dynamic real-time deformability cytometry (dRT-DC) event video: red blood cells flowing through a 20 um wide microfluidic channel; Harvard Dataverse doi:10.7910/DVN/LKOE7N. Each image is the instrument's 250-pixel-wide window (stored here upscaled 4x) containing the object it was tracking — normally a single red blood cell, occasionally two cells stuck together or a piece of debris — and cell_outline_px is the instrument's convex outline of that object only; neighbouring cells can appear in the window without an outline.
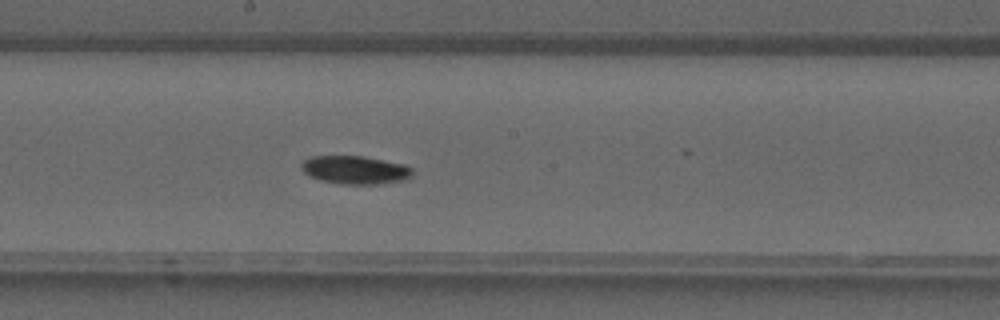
{"species": "common noctule bat (a hibernating species)", "species_latin": "Nyctalus noctula", "temperature_condition": "warm", "stored_images_in_passage": 40, "camera_frame_rate_fps": 3000, "um_per_image_px": 0.085, "animal": {"sex": "male", "forearm_length_mm": 52.5}, "frame": {"image": 1, "passage_image": 22, "time_ms": 7.0, "image_size_px": [1000, 320], "cell_outline_px": [[412, 176], [404, 180], [380, 184], [340, 184], [320, 180], [308, 176], [300, 168], [300, 164], [304, 160], [312, 156], [364, 156], [404, 164], [412, 168]], "centroid_in_image_um": [30.17, 14.44], "position_along_channel_um": 218.0, "area_um2": 18.44}}
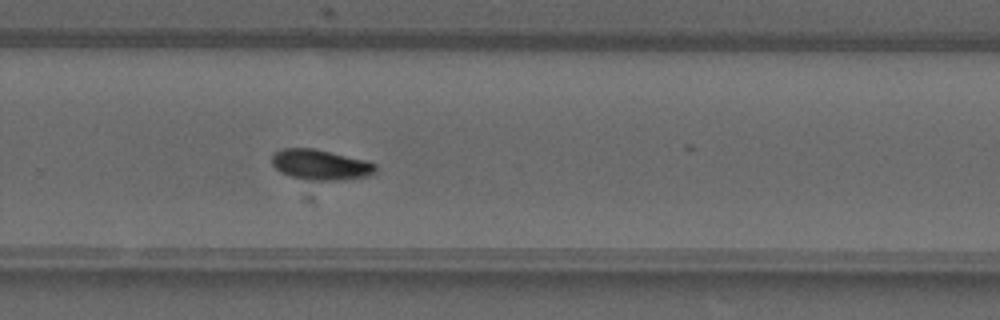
{"frame": {"image": 2, "passage_image": 27, "time_ms": 8.667, "image_size_px": [1000, 320], "cell_outline_px": [[376, 172], [368, 176], [344, 180], [304, 180], [280, 172], [272, 164], [272, 152], [280, 148], [312, 148], [368, 160], [376, 164]], "centroid_in_image_um": [27.24, 14.0], "position_along_channel_um": 302.6, "area_um2": 18.61}}
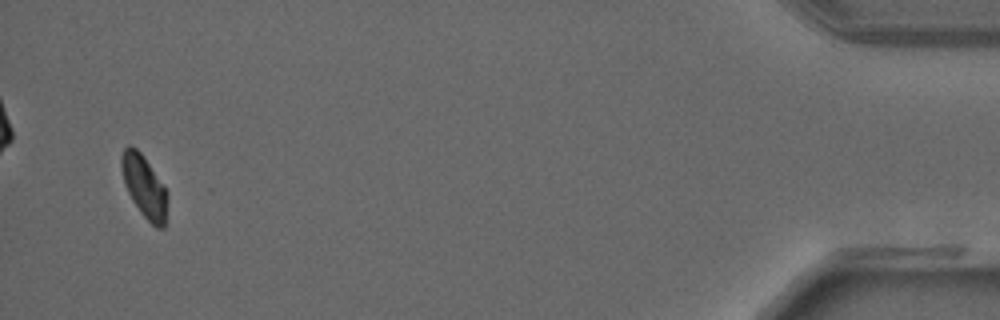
{"frame": {"image": 3, "passage_image": 39, "time_ms": 12.667, "image_size_px": [1000, 320], "cell_outline_px": [[168, 196], [164, 228], [156, 228], [140, 212], [132, 200], [124, 184], [120, 164], [120, 156], [124, 148], [128, 144], [136, 148], [144, 156], [168, 192]], "centroid_in_image_um": [12.25, 15.83], "position_along_channel_um": 423.0, "area_um2": 16.76}}